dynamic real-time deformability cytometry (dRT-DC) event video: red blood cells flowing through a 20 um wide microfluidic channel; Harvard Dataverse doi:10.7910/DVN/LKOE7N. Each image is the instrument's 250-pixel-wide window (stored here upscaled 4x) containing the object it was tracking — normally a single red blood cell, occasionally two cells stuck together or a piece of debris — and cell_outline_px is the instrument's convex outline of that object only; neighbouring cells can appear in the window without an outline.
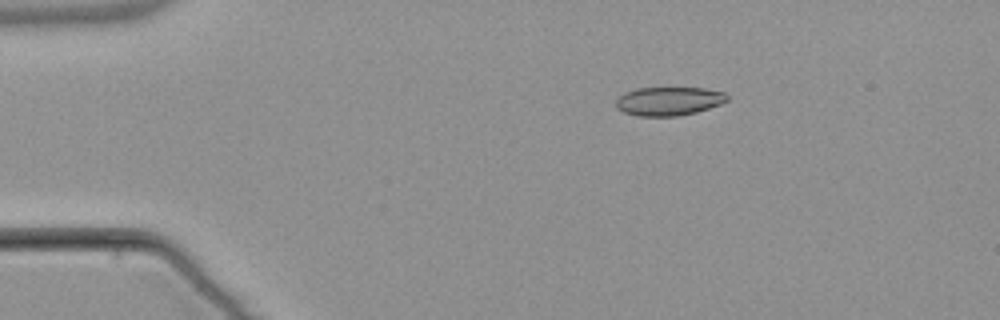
{"species": "common noctule bat (a hibernating species)", "species_latin": "Nyctalus noctula", "temperature_condition": "warm", "stored_images_in_passage": 5, "camera_frame_rate_fps": 3000, "um_per_image_px": 0.085, "animal": {"sex": "male", "body_mass_g": 21.5, "forearm_length_mm": 52.0}, "frame": {"image": 1, "passage_image": 1, "time_ms": 0.0, "image_size_px": [1000, 320], "cell_outline_px": [[728, 100], [720, 104], [696, 112], [680, 116], [636, 116], [624, 112], [616, 108], [616, 100], [624, 92], [636, 88], [704, 88], [724, 92], [728, 96]], "centroid_in_image_um": [56.83, 8.6], "position_along_channel_um": 28.2, "area_um2": 18.61}}
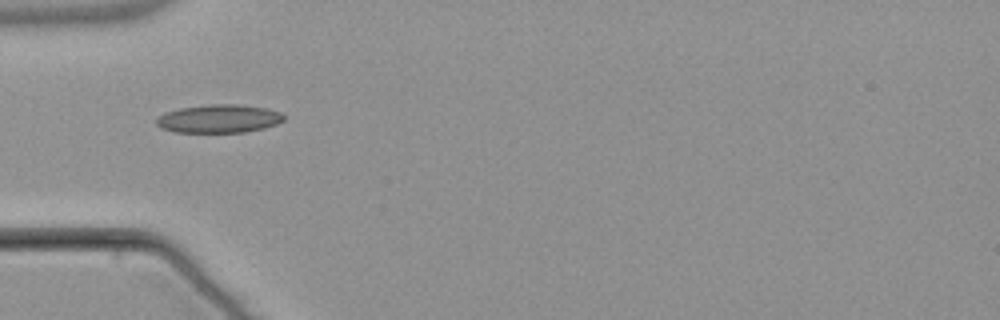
{"frame": {"image": 2, "passage_image": 3, "time_ms": 2.667, "image_size_px": [1000, 320], "cell_outline_px": [[284, 120], [276, 124], [264, 128], [244, 132], [176, 132], [160, 128], [156, 124], [156, 120], [160, 116], [168, 112], [180, 108], [212, 104], [240, 104], [268, 108], [280, 112], [284, 116]], "centroid_in_image_um": [18.64, 10.09], "position_along_channel_um": 66.4, "area_um2": 20.92}}
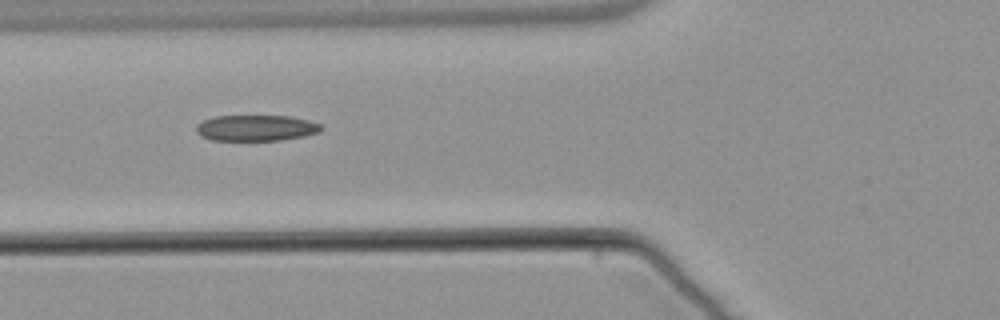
{"frame": {"image": 3, "passage_image": 4, "time_ms": 3.667, "image_size_px": [1000, 320], "cell_outline_px": [[324, 128], [320, 132], [304, 136], [280, 140], [212, 140], [200, 136], [196, 132], [196, 124], [204, 120], [216, 116], [288, 116], [308, 120], [320, 124]], "centroid_in_image_um": [21.76, 10.88], "position_along_channel_um": 104.0, "area_um2": 18.9}}